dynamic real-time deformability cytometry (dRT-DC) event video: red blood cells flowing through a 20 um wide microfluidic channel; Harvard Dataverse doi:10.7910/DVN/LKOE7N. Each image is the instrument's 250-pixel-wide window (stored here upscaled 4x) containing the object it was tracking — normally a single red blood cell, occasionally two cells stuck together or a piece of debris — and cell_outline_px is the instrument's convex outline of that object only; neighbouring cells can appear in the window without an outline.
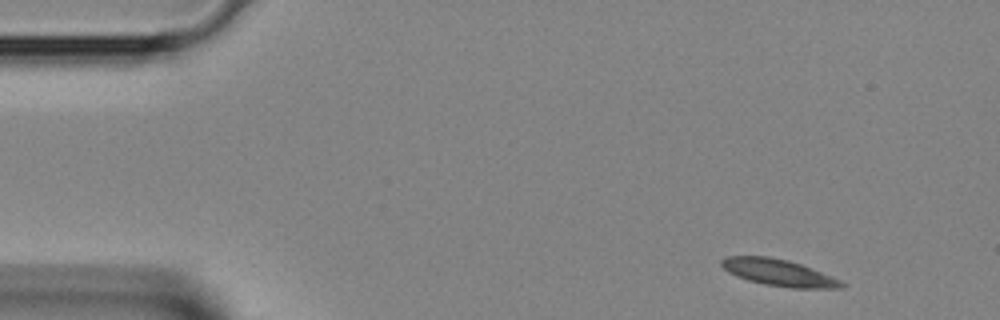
{"species": "Egyptian fruit bat (a non-hibernating species)", "species_latin": "Rousettus aegyptiacus", "temperature_condition": "room temperature", "stored_images_in_passage": 2, "camera_frame_rate_fps": 3000, "um_per_image_px": 0.085, "animal": {"sex": "female"}, "frame": {"image": 1, "passage_image": 1, "time_ms": 0.0, "image_size_px": [1000, 320], "cell_outline_px": [[844, 288], [792, 288], [764, 284], [748, 280], [736, 276], [728, 272], [720, 264], [720, 260], [724, 256], [768, 256], [788, 260], [800, 264], [840, 280], [844, 284]], "centroid_in_image_um": [66.13, 23.16], "position_along_channel_um": 18.9, "area_um2": 18.5}}
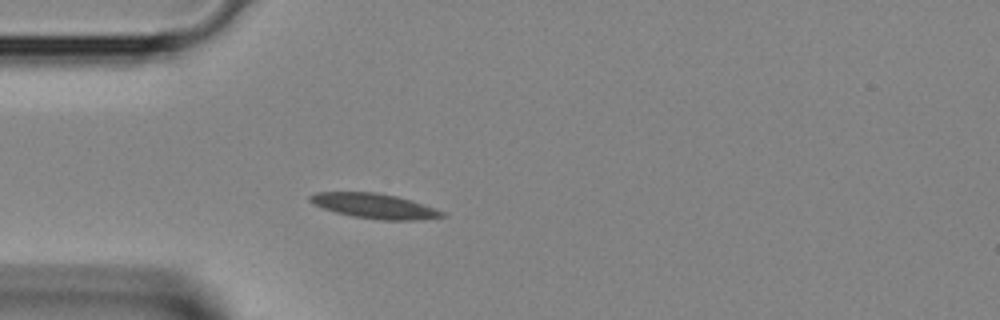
{"frame": {"image": 2, "passage_image": 2, "time_ms": 0.333, "image_size_px": [1000, 320], "cell_outline_px": [[448, 216], [416, 220], [380, 220], [352, 216], [336, 212], [324, 208], [308, 200], [308, 196], [316, 192], [376, 192], [396, 196], [444, 212]], "centroid_in_image_um": [31.79, 17.51], "position_along_channel_um": 53.2, "area_um2": 18.84}}